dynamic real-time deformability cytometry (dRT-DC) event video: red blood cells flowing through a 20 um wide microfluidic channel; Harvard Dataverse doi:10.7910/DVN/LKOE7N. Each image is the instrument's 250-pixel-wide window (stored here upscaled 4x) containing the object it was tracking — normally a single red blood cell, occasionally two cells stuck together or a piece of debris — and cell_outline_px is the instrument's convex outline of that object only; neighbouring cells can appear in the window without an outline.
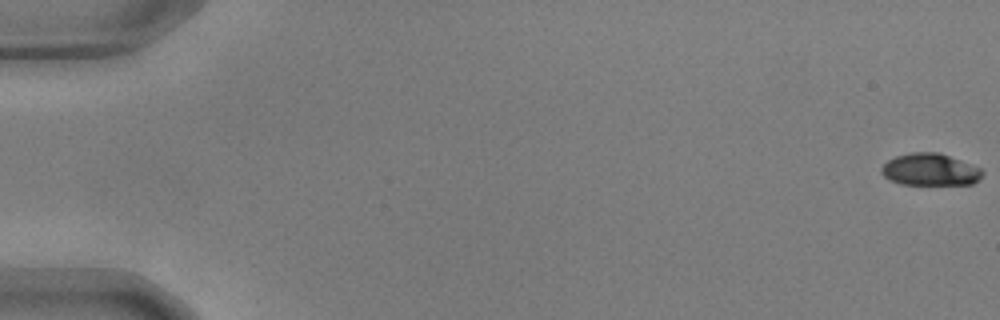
{"species": "common noctule bat (a hibernating species)", "species_latin": "Nyctalus noctula", "temperature_condition": "warm", "stored_images_in_passage": 57, "camera_frame_rate_fps": 3000, "um_per_image_px": 0.085, "animal": {"sex": "male", "body_mass_g": 17.9, "forearm_length_mm": 54.2}, "frame": {"image": 1, "passage_image": 1, "time_ms": 0.0, "image_size_px": [1000, 320], "cell_outline_px": [[984, 172], [972, 184], [900, 184], [888, 180], [880, 172], [880, 168], [888, 160], [896, 156], [912, 152], [940, 152], [980, 168]], "centroid_in_image_um": [79.01, 14.41], "position_along_channel_um": 6.0, "area_um2": 18.79}}
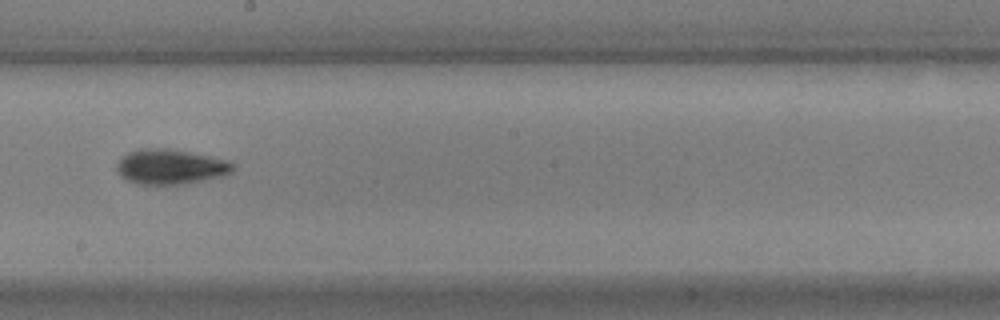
{"frame": {"image": 2, "passage_image": 33, "time_ms": 10.667, "image_size_px": [1000, 320], "cell_outline_px": [[236, 168], [232, 172], [224, 176], [184, 184], [136, 184], [120, 176], [116, 168], [116, 164], [120, 156], [128, 152], [140, 148], [168, 148], [228, 160], [236, 164]], "centroid_in_image_um": [14.49, 14.17], "position_along_channel_um": 233.7, "area_um2": 23.99}}
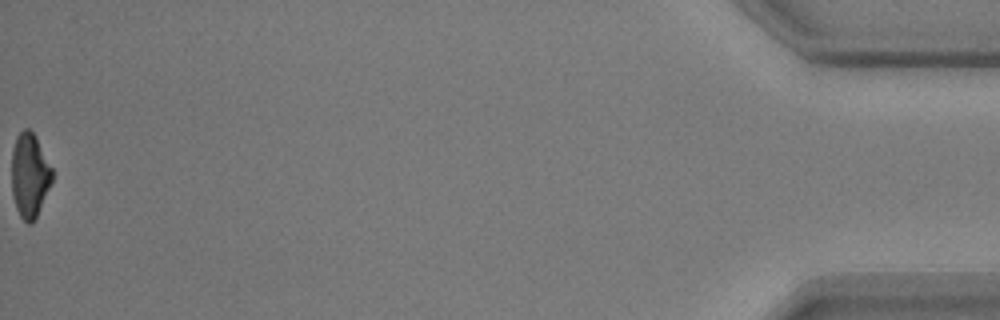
{"frame": {"image": 3, "passage_image": 57, "time_ms": 18.667, "image_size_px": [1000, 320], "cell_outline_px": [[52, 180], [36, 216], [32, 224], [28, 224], [20, 216], [16, 208], [12, 196], [12, 148], [16, 136], [24, 128], [28, 128], [36, 136], [52, 168]], "centroid_in_image_um": [2.5, 14.87], "position_along_channel_um": 432.7, "area_um2": 19.77}, "authors_computed_cell_mechanics": {"area_um2": 21.2126, "velocity_mm_per_s": 3.6641, "shape_relaxation_time_tau1_ms": 2.1898, "shape_relaxation_time_tau2_ms": 5.9535, "deformation_change_tau1": 0.1498, "deformation_change_tau2": 0.1344}}